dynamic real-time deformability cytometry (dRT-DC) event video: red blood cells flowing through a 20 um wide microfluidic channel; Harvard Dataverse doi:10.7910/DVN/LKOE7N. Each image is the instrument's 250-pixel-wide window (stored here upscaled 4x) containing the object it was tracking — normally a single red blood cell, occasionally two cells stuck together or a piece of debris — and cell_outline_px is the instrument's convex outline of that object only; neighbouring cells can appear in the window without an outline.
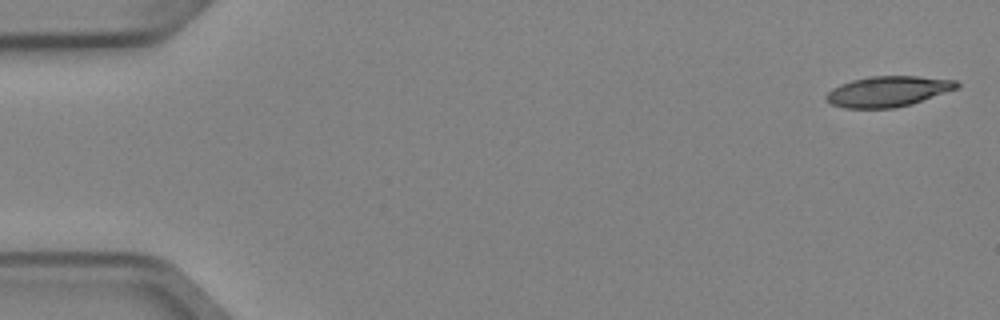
{"species": "Egyptian fruit bat (a non-hibernating species)", "species_latin": "Rousettus aegyptiacus", "temperature_condition": "cold", "stored_images_in_passage": 5, "camera_frame_rate_fps": 3000, "um_per_image_px": 0.085, "animal": {"sex": "female"}, "frame": {"image": 1, "passage_image": 1, "time_ms": 0.0, "image_size_px": [1000, 320], "cell_outline_px": [[960, 88], [912, 104], [896, 108], [844, 108], [832, 104], [824, 100], [824, 96], [832, 88], [840, 84], [852, 80], [868, 76], [916, 76], [956, 80], [960, 84]], "centroid_in_image_um": [75.48, 7.77], "position_along_channel_um": 9.5, "area_um2": 23.52}}
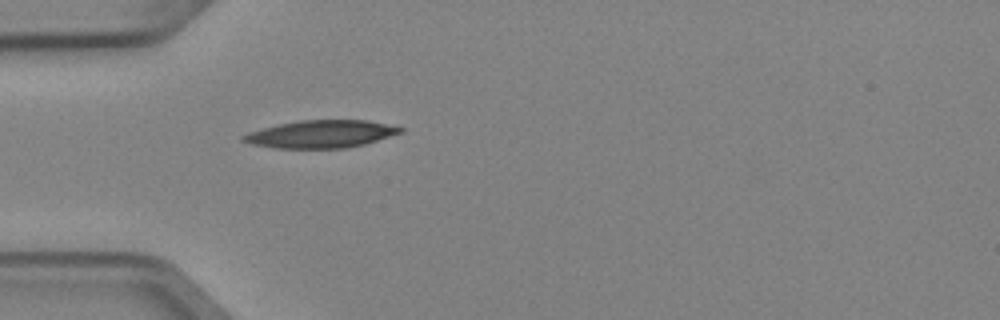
{"frame": {"image": 2, "passage_image": 5, "time_ms": 1.333, "image_size_px": [1000, 320], "cell_outline_px": [[404, 132], [364, 144], [344, 148], [276, 148], [252, 144], [240, 140], [240, 136], [248, 132], [280, 124], [300, 120], [368, 120], [404, 128]], "centroid_in_image_um": [27.28, 11.39], "position_along_channel_um": 57.7, "area_um2": 25.14}}